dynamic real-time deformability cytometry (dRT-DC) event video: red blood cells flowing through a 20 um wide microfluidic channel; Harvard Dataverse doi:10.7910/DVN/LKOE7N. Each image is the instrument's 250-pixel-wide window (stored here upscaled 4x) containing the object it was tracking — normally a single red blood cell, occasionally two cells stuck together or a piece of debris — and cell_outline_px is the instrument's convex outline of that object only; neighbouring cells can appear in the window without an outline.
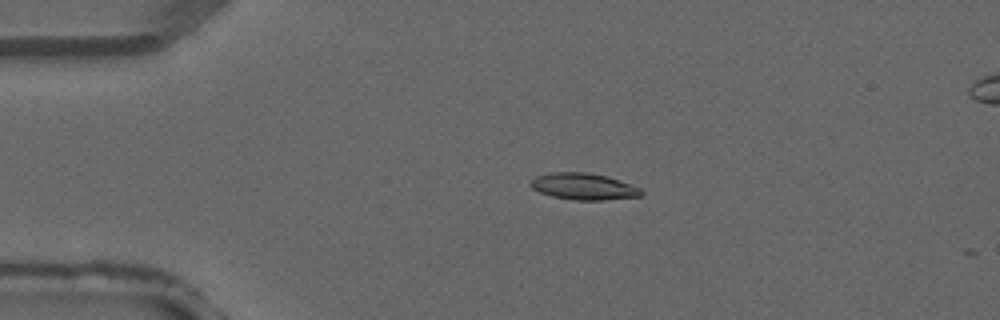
{"species": "common noctule bat (a hibernating species)", "species_latin": "Nyctalus noctula", "temperature_condition": "warm", "stored_images_in_passage": 2, "camera_frame_rate_fps": 3000, "um_per_image_px": 0.085, "animal": {"sex": "male", "forearm_length_mm": 52.5}, "frame": {"image": 1, "passage_image": 1, "time_ms": 0.0, "image_size_px": [1000, 320], "cell_outline_px": [[644, 196], [604, 200], [572, 200], [552, 196], [540, 192], [532, 188], [528, 184], [536, 176], [548, 172], [588, 172], [608, 176], [640, 188], [644, 192]], "centroid_in_image_um": [49.61, 15.85], "position_along_channel_um": 35.4, "area_um2": 17.34}}